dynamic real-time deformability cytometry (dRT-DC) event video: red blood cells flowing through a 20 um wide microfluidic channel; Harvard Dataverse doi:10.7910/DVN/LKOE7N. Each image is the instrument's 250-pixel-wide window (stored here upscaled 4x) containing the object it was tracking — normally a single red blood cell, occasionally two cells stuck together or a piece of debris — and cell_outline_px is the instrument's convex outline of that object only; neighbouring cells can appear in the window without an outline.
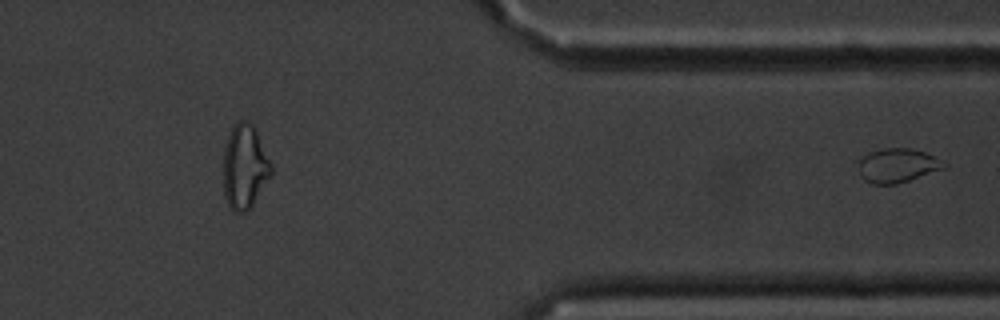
{"species": "common noctule bat (a hibernating species)", "species_latin": "Nyctalus noctula", "temperature_condition": "cold", "stored_images_in_passage": 46, "segment_of_instrument_passage": [2, 2], "camera_frame_rate_fps": 3000, "um_per_image_px": 0.085, "animal": {"sex": "male", "body_mass_g": 20.1, "forearm_length_mm": 53.5}, "frame": {"image": 1, "passage_image": 46, "time_ms": 15.0, "image_size_px": [1000, 320], "cell_outline_px": [[948, 168], [896, 184], [872, 184], [864, 180], [860, 176], [860, 156], [868, 152], [884, 148], [912, 148], [936, 156], [948, 164]], "centroid_in_image_um": [76.33, 14.06], "position_along_channel_um": 335.1, "area_um2": 17.28}}